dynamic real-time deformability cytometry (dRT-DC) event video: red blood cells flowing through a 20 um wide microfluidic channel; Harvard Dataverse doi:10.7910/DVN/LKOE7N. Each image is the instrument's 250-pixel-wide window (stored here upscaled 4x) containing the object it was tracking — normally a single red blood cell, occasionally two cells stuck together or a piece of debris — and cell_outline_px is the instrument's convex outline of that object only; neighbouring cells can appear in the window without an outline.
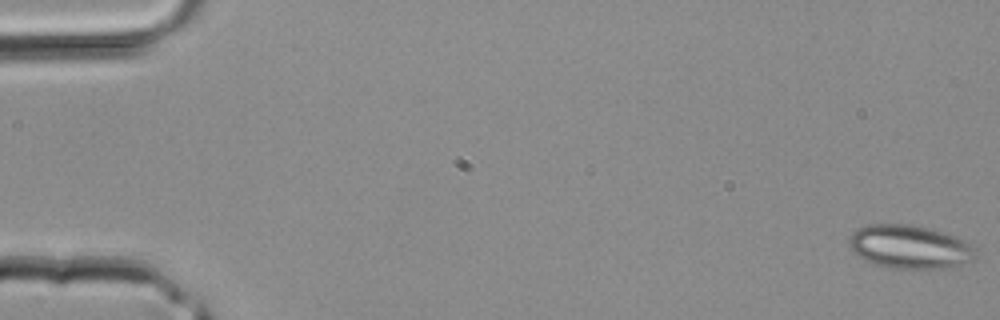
{"species": "common noctule bat (a hibernating species)", "species_latin": "Nyctalus noctula", "temperature_condition": "room temperature", "stored_images_in_passage": 40, "segment_of_instrument_passage": [1, 2], "camera_frame_rate_fps": 3000, "um_per_image_px": 0.085, "animal": {"sex": "male", "body_mass_g": 20.4}, "frame": {"image": 1, "passage_image": 1, "time_ms": 0.0, "image_size_px": [1000, 320], "cell_outline_px": [[976, 260], [944, 268], [888, 268], [872, 264], [856, 256], [848, 244], [848, 240], [852, 232], [868, 224], [912, 224], [944, 232], [956, 236], [964, 240], [976, 248]], "centroid_in_image_um": [77.31, 20.98], "position_along_channel_um": 7.7, "area_um2": 32.43}}